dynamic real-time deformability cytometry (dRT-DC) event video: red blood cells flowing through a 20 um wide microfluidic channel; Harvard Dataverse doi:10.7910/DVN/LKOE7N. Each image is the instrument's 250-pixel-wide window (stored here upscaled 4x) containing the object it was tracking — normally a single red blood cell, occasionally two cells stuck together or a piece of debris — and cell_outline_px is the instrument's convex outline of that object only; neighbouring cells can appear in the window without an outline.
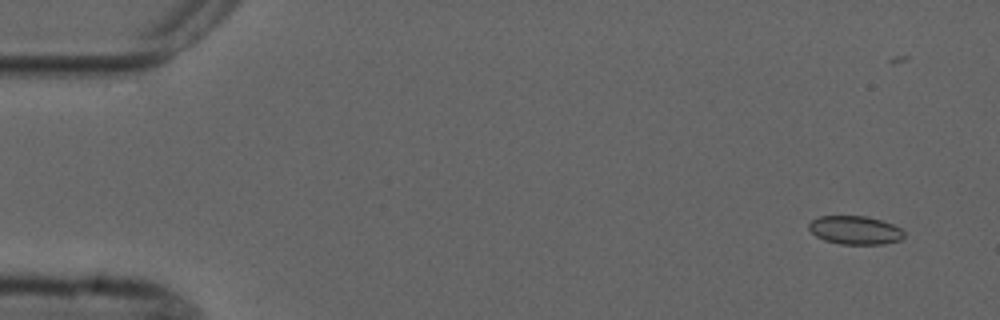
{"species": "common noctule bat (a hibernating species)", "species_latin": "Nyctalus noctula", "temperature_condition": "cold", "stored_images_in_passage": 4, "camera_frame_rate_fps": 3000, "um_per_image_px": 0.085, "animal": {"sex": "male", "forearm_length_mm": 52.5}, "frame": {"image": 1, "passage_image": 1, "time_ms": 0.0, "image_size_px": [1000, 320], "cell_outline_px": [[904, 236], [900, 240], [884, 244], [840, 244], [824, 240], [816, 236], [808, 228], [808, 224], [812, 220], [820, 216], [868, 216], [892, 224], [900, 228], [904, 232]], "centroid_in_image_um": [72.67, 19.56], "position_along_channel_um": 12.3, "area_um2": 15.78}}